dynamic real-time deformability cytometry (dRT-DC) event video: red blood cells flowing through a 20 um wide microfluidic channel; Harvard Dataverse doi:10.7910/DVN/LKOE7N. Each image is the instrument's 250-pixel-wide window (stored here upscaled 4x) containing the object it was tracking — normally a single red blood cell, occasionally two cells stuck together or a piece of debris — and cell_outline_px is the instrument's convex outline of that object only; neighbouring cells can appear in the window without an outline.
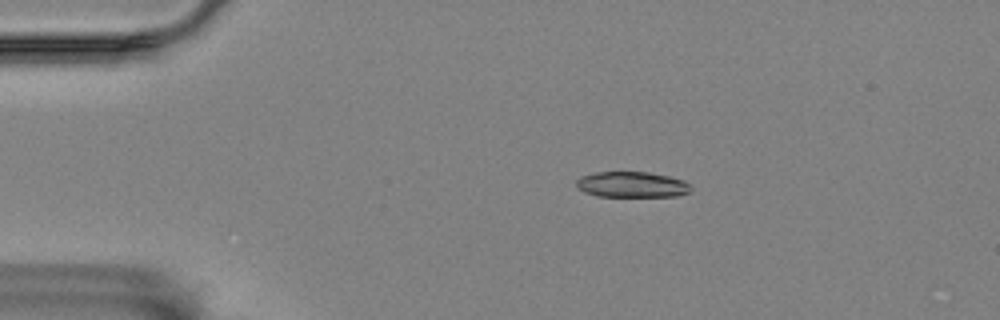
{"species": "Egyptian fruit bat (a non-hibernating species)", "species_latin": "Rousettus aegyptiacus", "temperature_condition": "room temperature", "stored_images_in_passage": 9, "camera_frame_rate_fps": 3000, "um_per_image_px": 0.085, "animal": {"sex": "female"}, "frame": {"image": 1, "passage_image": 2, "time_ms": 0.333, "image_size_px": [1000, 320], "cell_outline_px": [[692, 192], [676, 196], [596, 196], [584, 192], [576, 188], [576, 180], [580, 176], [596, 172], [648, 172], [668, 176], [684, 180], [692, 188]], "centroid_in_image_um": [53.69, 15.69], "position_along_channel_um": 31.3, "area_um2": 17.28}}
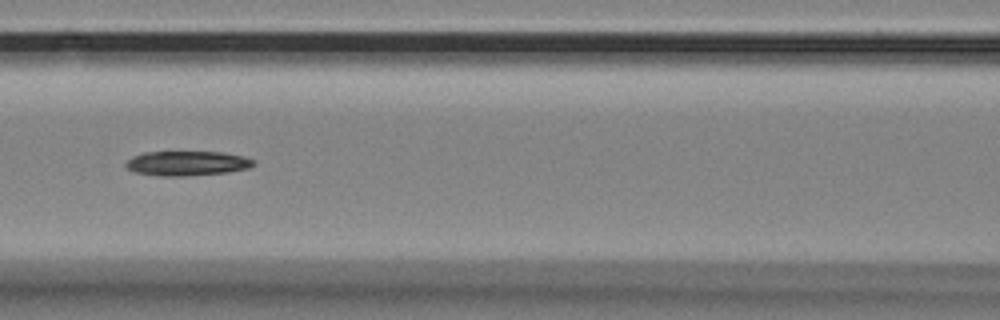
{"frame": {"image": 2, "passage_image": 6, "time_ms": 1.667, "image_size_px": [1000, 320], "cell_outline_px": [[256, 164], [248, 168], [228, 172], [188, 176], [160, 176], [136, 172], [128, 168], [124, 164], [132, 156], [144, 152], [224, 152], [244, 156], [256, 160]], "centroid_in_image_um": [15.94, 13.88], "position_along_channel_um": 150.7, "area_um2": 18.44}}
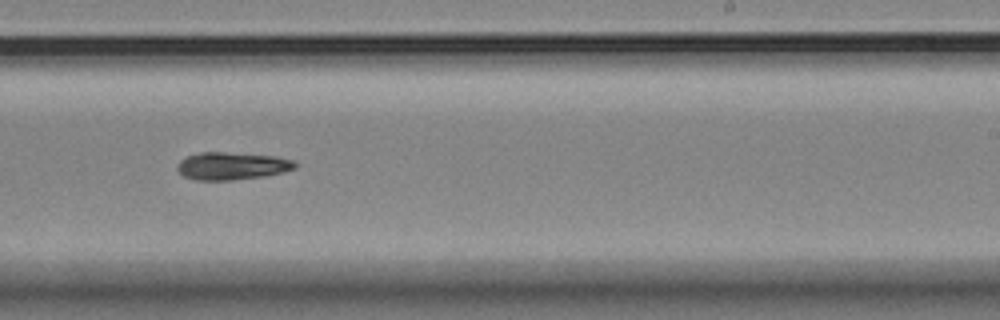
{"frame": {"image": 3, "passage_image": 9, "time_ms": 2.667, "image_size_px": [1000, 320], "cell_outline_px": [[296, 168], [284, 172], [264, 176], [232, 180], [196, 180], [184, 176], [176, 168], [180, 160], [188, 156], [200, 152], [224, 152], [276, 156], [292, 160], [296, 164]], "centroid_in_image_um": [19.72, 14.1], "position_along_channel_um": 269.3, "area_um2": 18.84}}